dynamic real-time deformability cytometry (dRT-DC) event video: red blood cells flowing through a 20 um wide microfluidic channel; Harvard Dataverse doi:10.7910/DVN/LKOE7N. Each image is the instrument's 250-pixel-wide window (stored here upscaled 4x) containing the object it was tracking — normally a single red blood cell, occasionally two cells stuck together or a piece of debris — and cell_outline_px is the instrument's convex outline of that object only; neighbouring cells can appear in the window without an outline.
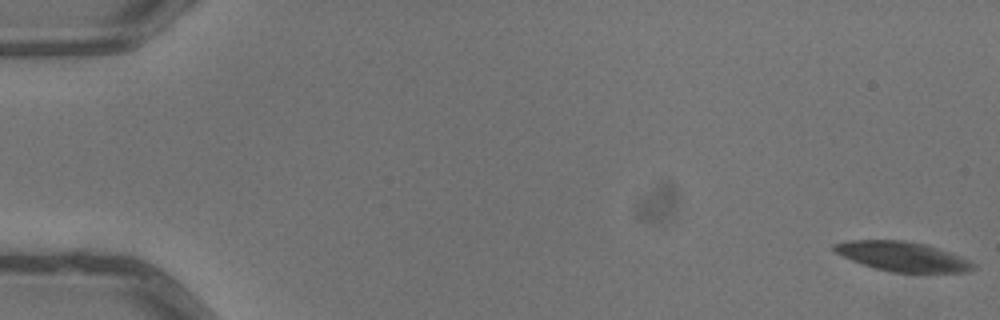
{"species": "common noctule bat (a hibernating species)", "species_latin": "Nyctalus noctula", "temperature_condition": "warm", "stored_images_in_passage": 5, "camera_frame_rate_fps": 3000, "um_per_image_px": 0.085, "animal": {"sex": "male", "body_mass_g": 13.3}, "frame": {"image": 1, "passage_image": 1, "time_ms": 0.0, "image_size_px": [1000, 320], "cell_outline_px": [[976, 268], [964, 272], [892, 272], [876, 268], [852, 260], [836, 252], [832, 248], [832, 244], [848, 240], [904, 240], [924, 244], [960, 256], [976, 264]], "centroid_in_image_um": [76.71, 21.79], "position_along_channel_um": 8.3, "area_um2": 23.58}}
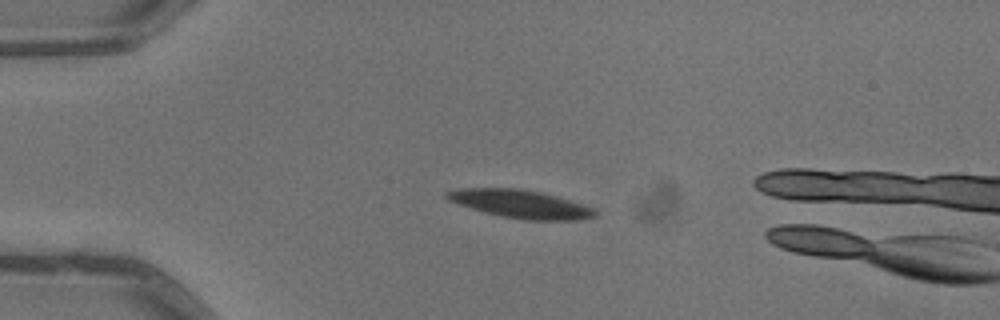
{"frame": {"image": 2, "passage_image": 3, "time_ms": 0.667, "image_size_px": [1000, 320], "cell_outline_px": [[600, 212], [596, 216], [576, 220], [524, 220], [500, 216], [484, 212], [448, 200], [444, 196], [444, 192], [460, 188], [516, 188], [540, 192], [556, 196], [596, 208]], "centroid_in_image_um": [44.27, 17.34], "position_along_channel_um": 40.7, "area_um2": 24.33}}
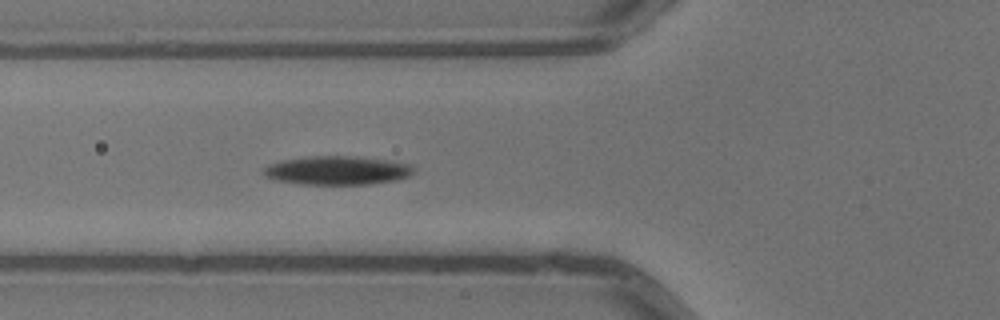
{"frame": {"image": 3, "passage_image": 5, "time_ms": 1.333, "image_size_px": [1000, 320], "cell_outline_px": [[416, 172], [408, 176], [396, 180], [368, 184], [300, 184], [276, 180], [264, 176], [264, 168], [268, 164], [280, 160], [304, 156], [356, 156], [388, 160], [412, 164], [416, 168]], "centroid_in_image_um": [28.68, 14.47], "position_along_channel_um": 97.1, "area_um2": 25.43}}